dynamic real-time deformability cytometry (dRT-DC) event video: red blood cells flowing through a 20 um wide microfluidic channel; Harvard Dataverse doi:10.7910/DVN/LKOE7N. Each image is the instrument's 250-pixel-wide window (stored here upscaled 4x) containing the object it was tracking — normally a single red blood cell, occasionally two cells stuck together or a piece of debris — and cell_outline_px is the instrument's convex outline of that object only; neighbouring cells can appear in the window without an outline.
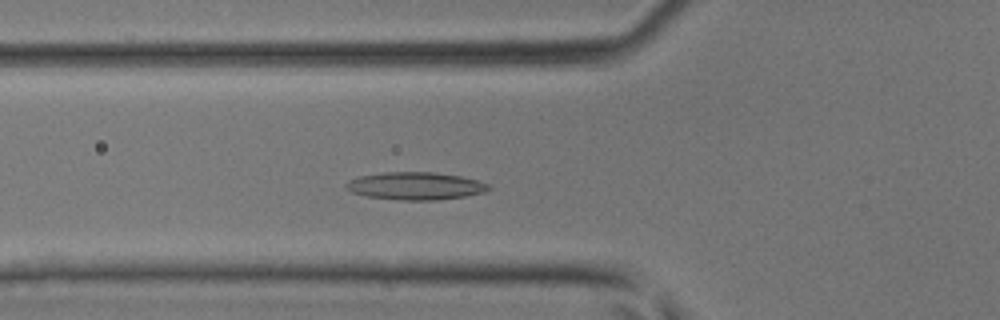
{"species": "common noctule bat (a hibernating species)", "species_latin": "Nyctalus noctula", "temperature_condition": "room temperature", "stored_images_in_passage": 42, "camera_frame_rate_fps": 3000, "um_per_image_px": 0.085, "animal": {"sex": "male", "body_mass_g": 17.9, "forearm_length_mm": 54.2}, "frame": {"image": 1, "passage_image": 13, "time_ms": 4.0, "image_size_px": [1000, 320], "cell_outline_px": [[492, 188], [484, 192], [464, 196], [436, 200], [396, 200], [368, 196], [352, 192], [344, 184], [348, 180], [360, 176], [384, 172], [436, 172], [460, 176], [476, 180], [488, 184]], "centroid_in_image_um": [35.31, 15.8], "position_along_channel_um": 90.5, "area_um2": 22.83}}
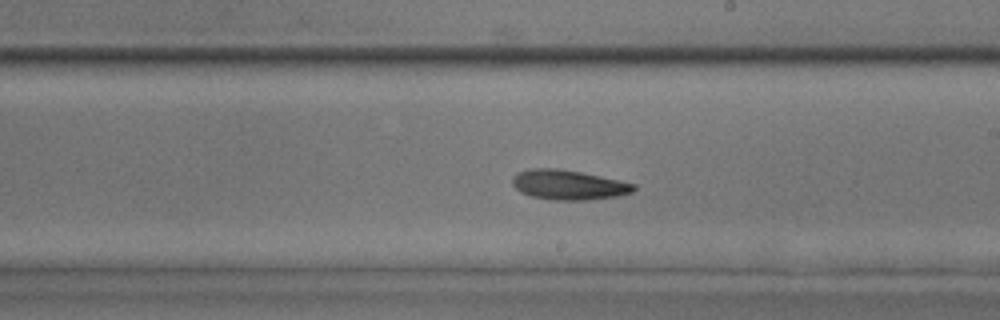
{"frame": {"image": 2, "passage_image": 23, "time_ms": 7.333, "image_size_px": [1000, 320], "cell_outline_px": [[636, 188], [632, 192], [616, 196], [584, 200], [552, 200], [532, 196], [520, 192], [512, 184], [512, 176], [516, 172], [528, 168], [556, 168], [580, 172], [620, 180], [636, 184]], "centroid_in_image_um": [48.28, 15.7], "position_along_channel_um": 240.7, "area_um2": 21.1}}
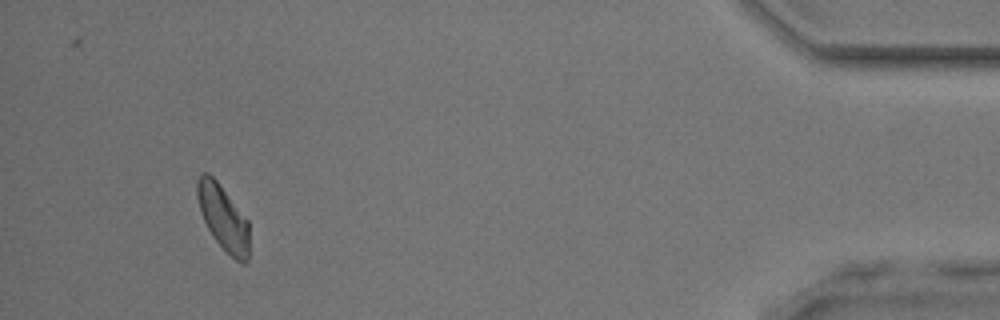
{"frame": {"image": 3, "passage_image": 39, "time_ms": 12.667, "image_size_px": [1000, 320], "cell_outline_px": [[248, 260], [244, 264], [236, 260], [216, 240], [208, 228], [200, 212], [196, 196], [196, 180], [204, 172], [208, 172], [216, 180], [248, 220]], "centroid_in_image_um": [18.95, 18.47], "position_along_channel_um": 416.3, "area_um2": 19.42}}